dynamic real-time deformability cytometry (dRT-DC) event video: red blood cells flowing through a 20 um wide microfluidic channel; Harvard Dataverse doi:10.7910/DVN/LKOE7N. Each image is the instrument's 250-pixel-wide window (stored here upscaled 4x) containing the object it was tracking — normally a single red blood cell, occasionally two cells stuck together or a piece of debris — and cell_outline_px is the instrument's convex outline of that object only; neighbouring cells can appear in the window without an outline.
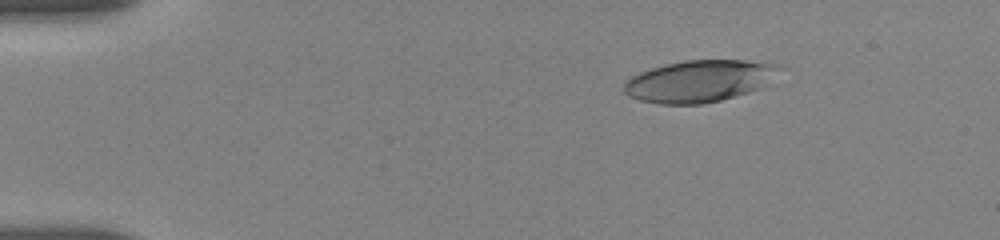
{"species": "human", "species_latin": "Homo sapiens", "temperature_condition": "room temperature", "stored_images_in_passage": 20, "camera_frame_rate_fps": 3000, "um_per_image_px": 0.085, "donor": {"sex": "female"}, "frame": {"image": 1, "passage_image": 5, "time_ms": 2.667, "image_size_px": [1000, 240], "cell_outline_px": [[788, 68], [760, 88], [748, 92], [720, 100], [704, 104], [660, 104], [640, 100], [628, 96], [624, 92], [624, 84], [632, 76], [640, 72], [652, 68], [684, 60], [744, 60], [784, 64]], "centroid_in_image_um": [59.54, 6.88], "position_along_channel_um": 25.5, "area_um2": 38.21}}
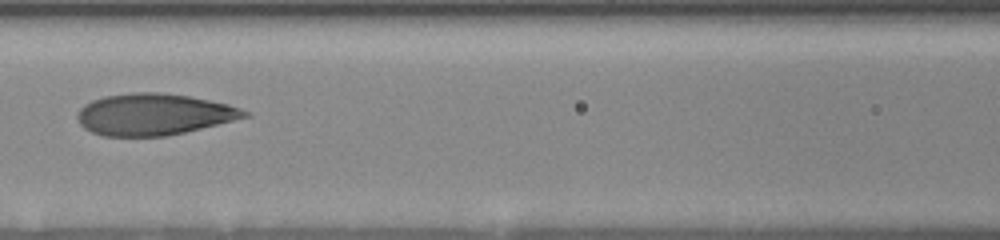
{"frame": {"image": 2, "passage_image": 14, "time_ms": 8.333, "image_size_px": [1000, 240], "cell_outline_px": [[252, 116], [168, 136], [104, 136], [92, 132], [84, 128], [80, 124], [76, 116], [80, 108], [84, 104], [92, 100], [104, 96], [132, 92], [160, 92], [188, 96], [228, 104], [252, 112]], "centroid_in_image_um": [13.08, 9.72], "position_along_channel_um": 153.5, "area_um2": 40.63}}
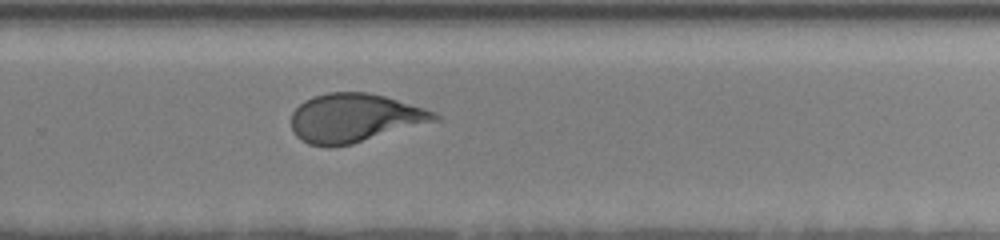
{"frame": {"image": 3, "passage_image": 20, "time_ms": 12.333, "image_size_px": [1000, 240], "cell_outline_px": [[440, 120], [352, 144], [328, 148], [308, 144], [300, 140], [292, 132], [292, 112], [304, 100], [312, 96], [328, 92], [368, 92], [384, 96], [424, 108], [436, 112], [440, 116]], "centroid_in_image_um": [30.11, 10.04], "position_along_channel_um": 299.7, "area_um2": 40.92}}